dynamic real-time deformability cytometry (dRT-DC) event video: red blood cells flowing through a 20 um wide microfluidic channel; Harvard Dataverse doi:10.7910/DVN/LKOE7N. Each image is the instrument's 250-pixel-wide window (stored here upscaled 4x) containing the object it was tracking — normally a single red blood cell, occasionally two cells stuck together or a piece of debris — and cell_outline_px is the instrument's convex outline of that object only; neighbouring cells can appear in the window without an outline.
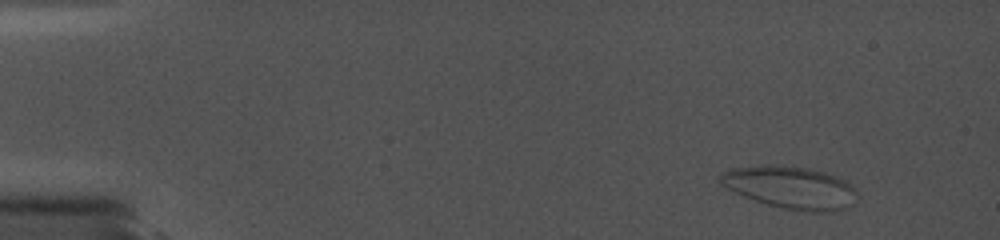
{"species": "common noctule bat (a hibernating species)", "species_latin": "Nyctalus noctula", "temperature_condition": "cold", "stored_images_in_passage": 22, "camera_frame_rate_fps": 5000, "um_per_image_px": 0.085, "animal": {"sex": "female", "body_mass_g": 19.0, "forearm_length_mm": 56.7}, "frame": {"image": 1, "passage_image": 3, "time_ms": 1.4, "image_size_px": [1000, 240], "cell_outline_px": [[860, 196], [848, 208], [836, 212], [808, 212], [784, 208], [768, 204], [744, 196], [720, 184], [720, 176], [724, 172], [732, 168], [808, 168], [824, 172], [848, 180], [856, 188]], "centroid_in_image_um": [67.37, 16.0], "position_along_channel_um": 17.6, "area_um2": 33.0}}
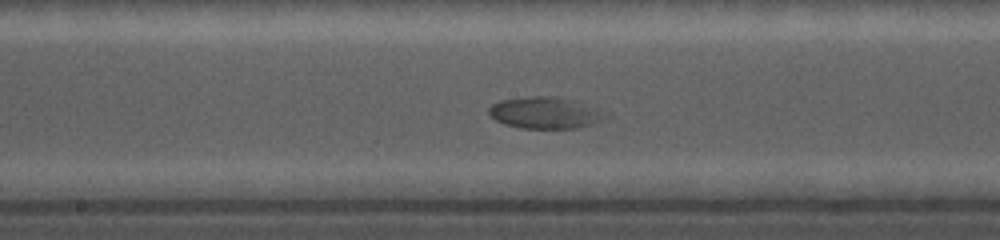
{"frame": {"image": 2, "passage_image": 20, "time_ms": 10.2, "image_size_px": [1000, 240], "cell_outline_px": [[612, 116], [592, 124], [576, 128], [520, 128], [504, 124], [496, 120], [488, 112], [488, 108], [492, 104], [500, 100], [532, 96], [560, 96], [612, 112]], "centroid_in_image_um": [46.43, 9.58], "position_along_channel_um": 201.8, "area_um2": 21.91}}
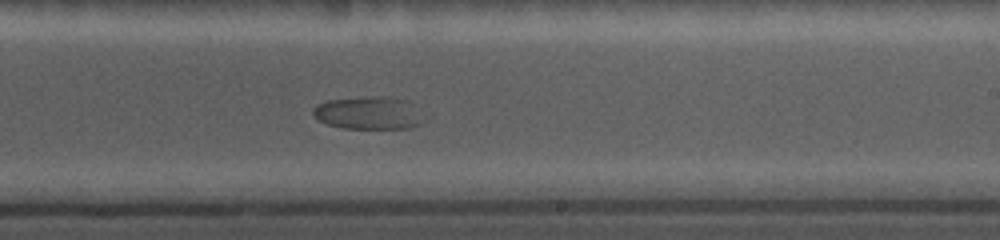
{"frame": {"image": 3, "passage_image": 22, "time_ms": 11.8, "image_size_px": [1000, 240], "cell_outline_px": [[424, 120], [420, 124], [408, 128], [344, 128], [328, 124], [320, 120], [312, 112], [312, 108], [316, 104], [328, 100], [364, 96], [388, 96], [408, 100]], "centroid_in_image_um": [31.3, 9.58], "position_along_channel_um": 257.7, "area_um2": 21.04}}